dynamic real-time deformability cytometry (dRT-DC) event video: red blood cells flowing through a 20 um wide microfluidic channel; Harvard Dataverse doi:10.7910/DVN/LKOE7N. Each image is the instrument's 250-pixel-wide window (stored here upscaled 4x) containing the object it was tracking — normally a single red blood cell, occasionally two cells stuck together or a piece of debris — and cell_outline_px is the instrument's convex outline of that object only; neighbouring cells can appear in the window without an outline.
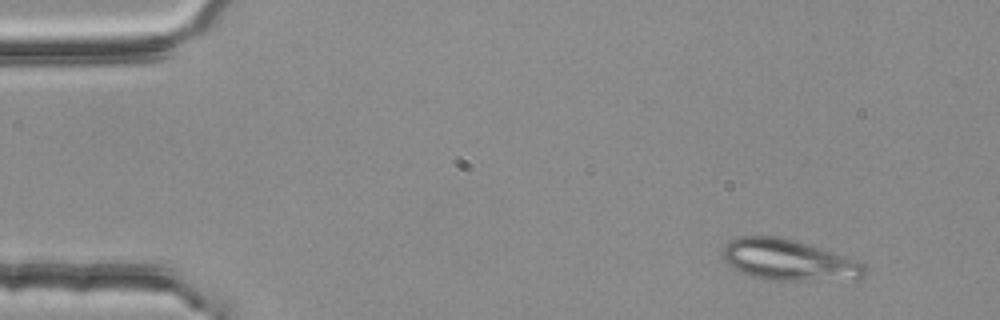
{"species": "common noctule bat (a hibernating species)", "species_latin": "Nyctalus noctula", "temperature_condition": "room temperature", "stored_images_in_passage": 2, "camera_frame_rate_fps": 3000, "um_per_image_px": 0.085, "animal": {"sex": "female", "body_mass_g": 25.1}, "frame": {"image": 1, "passage_image": 1, "time_ms": 0.0, "image_size_px": [1000, 320], "cell_outline_px": [[868, 268], [864, 276], [856, 280], [772, 280], [752, 276], [740, 272], [728, 264], [724, 260], [724, 248], [728, 240], [740, 236], [772, 236], [796, 240], [844, 256], [864, 264]], "centroid_in_image_um": [67.05, 22.11], "position_along_channel_um": 17.9, "area_um2": 33.81}}